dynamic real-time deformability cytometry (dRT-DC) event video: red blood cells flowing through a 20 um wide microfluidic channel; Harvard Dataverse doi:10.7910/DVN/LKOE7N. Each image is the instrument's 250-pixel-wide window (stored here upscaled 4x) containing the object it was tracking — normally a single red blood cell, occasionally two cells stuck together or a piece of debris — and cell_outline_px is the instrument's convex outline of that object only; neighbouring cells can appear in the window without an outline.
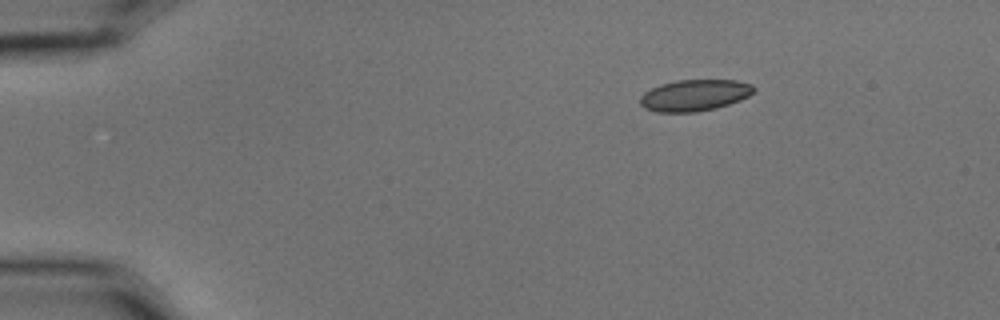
{"species": "common noctule bat (a hibernating species)", "species_latin": "Nyctalus noctula", "temperature_condition": "cold", "stored_images_in_passage": 6, "camera_frame_rate_fps": 3000, "um_per_image_px": 0.085, "animal": {"sex": "male", "body_mass_g": 15.6}, "frame": {"image": 1, "passage_image": 2, "time_ms": 0.333, "image_size_px": [1000, 320], "cell_outline_px": [[756, 88], [748, 96], [740, 100], [716, 108], [696, 112], [656, 112], [644, 108], [640, 104], [640, 96], [644, 92], [660, 84], [676, 80], [736, 80], [752, 84]], "centroid_in_image_um": [59.02, 8.1], "position_along_channel_um": 26.0, "area_um2": 20.87}}
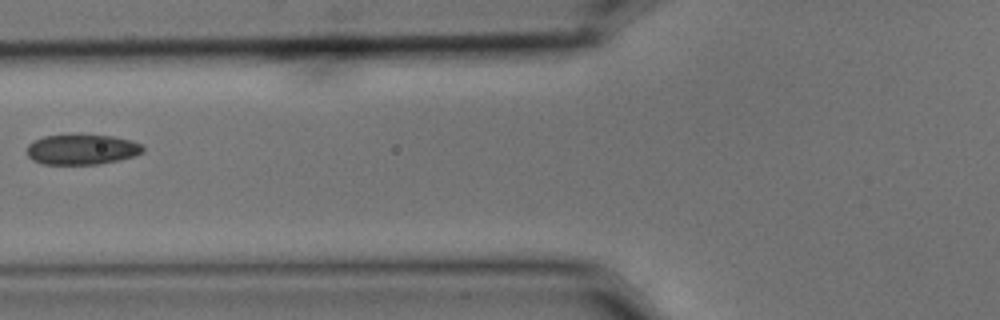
{"frame": {"image": 2, "passage_image": 5, "time_ms": 1.333, "image_size_px": [1000, 320], "cell_outline_px": [[144, 152], [120, 160], [100, 164], [40, 164], [32, 160], [28, 156], [28, 144], [44, 136], [112, 136], [132, 140], [140, 144], [144, 148]], "centroid_in_image_um": [6.97, 12.73], "position_along_channel_um": 118.8, "area_um2": 20.11}}
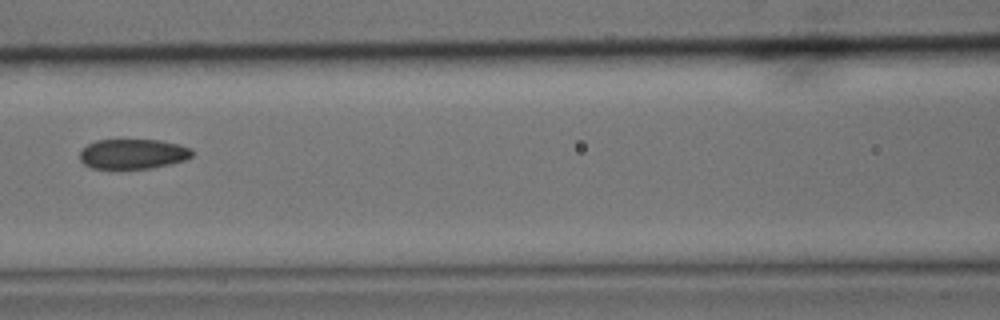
{"frame": {"image": 3, "passage_image": 6, "time_ms": 1.667, "image_size_px": [1000, 320], "cell_outline_px": [[192, 156], [184, 160], [152, 168], [92, 168], [84, 164], [80, 160], [80, 152], [88, 144], [96, 140], [160, 140], [192, 148]], "centroid_in_image_um": [11.29, 13.08], "position_along_channel_um": 155.3, "area_um2": 19.36}}